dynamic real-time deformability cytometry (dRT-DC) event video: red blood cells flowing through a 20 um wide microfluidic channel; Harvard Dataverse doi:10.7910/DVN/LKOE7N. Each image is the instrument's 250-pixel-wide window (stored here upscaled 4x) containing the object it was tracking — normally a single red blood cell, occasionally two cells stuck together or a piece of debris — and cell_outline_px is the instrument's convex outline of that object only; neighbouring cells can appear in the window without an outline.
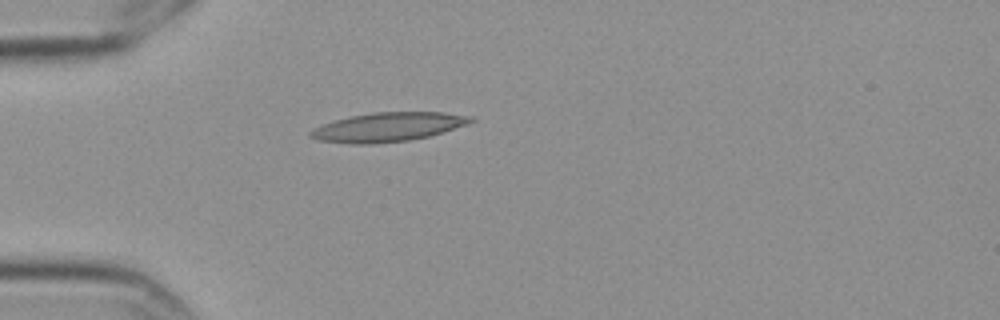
{"species": "Egyptian fruit bat (a non-hibernating species)", "species_latin": "Rousettus aegyptiacus", "temperature_condition": "cold", "stored_images_in_passage": 1, "camera_frame_rate_fps": 3000, "um_per_image_px": 0.085, "frame": {"image": 1, "passage_image": 1, "time_ms": 0.0, "image_size_px": [1000, 320], "cell_outline_px": [[476, 120], [468, 124], [428, 136], [408, 140], [372, 144], [348, 144], [316, 140], [308, 136], [308, 132], [312, 128], [336, 120], [352, 116], [372, 112], [444, 112], [476, 116]], "centroid_in_image_um": [32.97, 10.8], "position_along_channel_um": 52.0, "area_um2": 27.28}}